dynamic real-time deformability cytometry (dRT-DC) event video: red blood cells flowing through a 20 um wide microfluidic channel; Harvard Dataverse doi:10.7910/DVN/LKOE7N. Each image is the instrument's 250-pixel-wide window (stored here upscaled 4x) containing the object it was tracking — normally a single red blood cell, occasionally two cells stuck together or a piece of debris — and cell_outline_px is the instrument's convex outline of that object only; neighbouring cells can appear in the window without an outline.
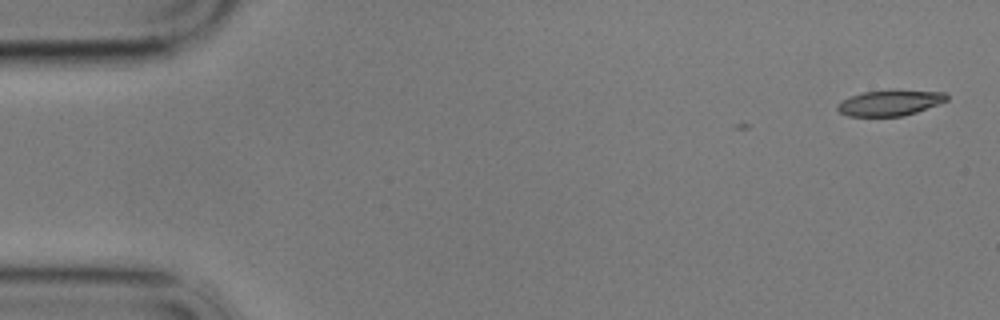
{"species": "common noctule bat (a hibernating species)", "species_latin": "Nyctalus noctula", "temperature_condition": "cold", "stored_images_in_passage": 2, "camera_frame_rate_fps": 3000, "um_per_image_px": 0.085, "animal": {"sex": "male", "body_mass_g": 17.9}, "frame": {"image": 1, "passage_image": 2, "time_ms": 0.333, "image_size_px": [1000, 320], "cell_outline_px": [[948, 100], [916, 112], [900, 116], [848, 116], [840, 112], [836, 108], [836, 104], [852, 96], [864, 92], [896, 88], [944, 92], [948, 96]], "centroid_in_image_um": [75.67, 8.71], "position_along_channel_um": 9.3, "area_um2": 16.59}}